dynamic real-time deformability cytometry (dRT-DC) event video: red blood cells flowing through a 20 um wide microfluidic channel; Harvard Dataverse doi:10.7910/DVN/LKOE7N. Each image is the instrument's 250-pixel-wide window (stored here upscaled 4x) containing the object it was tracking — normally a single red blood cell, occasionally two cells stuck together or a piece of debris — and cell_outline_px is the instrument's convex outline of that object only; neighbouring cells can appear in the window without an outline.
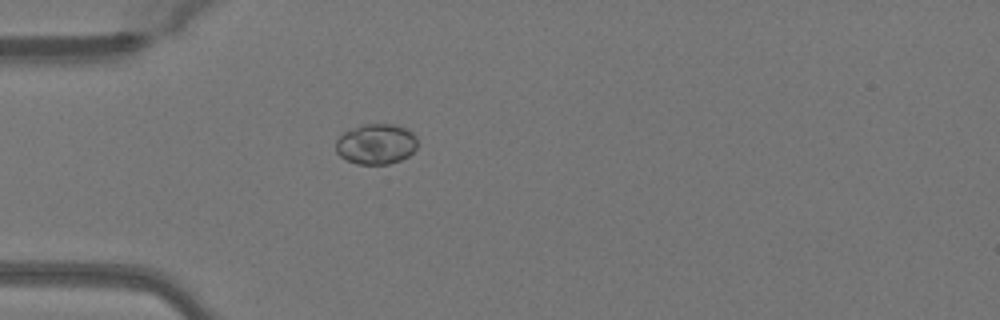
{"species": "Egyptian fruit bat (a non-hibernating species)", "species_latin": "Rousettus aegyptiacus", "temperature_condition": "warm", "stored_images_in_passage": 33, "camera_frame_rate_fps": 3000, "um_per_image_px": 0.085, "animal": {"sex": "female"}, "frame": {"image": 1, "passage_image": 1, "time_ms": 0.0, "image_size_px": [1000, 320], "cell_outline_px": [[416, 148], [408, 156], [400, 160], [388, 164], [356, 164], [340, 156], [336, 152], [336, 140], [344, 132], [364, 124], [392, 124], [404, 128], [412, 132], [416, 136]], "centroid_in_image_um": [31.96, 12.25], "position_along_channel_um": 53.0, "area_um2": 19.07}}
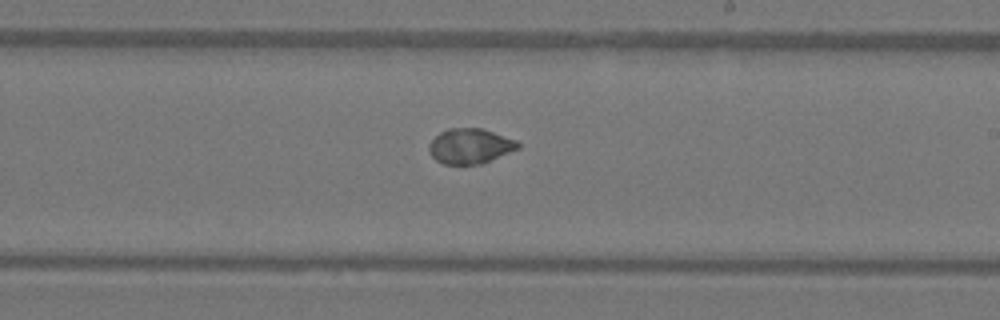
{"frame": {"image": 2, "passage_image": 16, "time_ms": 5.0, "image_size_px": [1000, 320], "cell_outline_px": [[520, 148], [480, 164], [444, 164], [436, 160], [432, 156], [428, 148], [428, 144], [440, 132], [448, 128], [480, 128], [516, 140], [520, 144]], "centroid_in_image_um": [39.94, 12.42], "position_along_channel_um": 249.1, "area_um2": 18.03}}
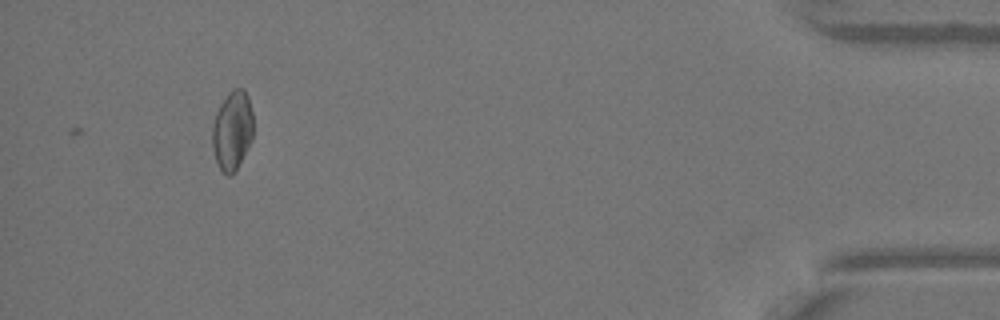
{"frame": {"image": 3, "passage_image": 33, "time_ms": 10.667, "image_size_px": [1000, 320], "cell_outline_px": [[252, 140], [236, 168], [228, 176], [220, 168], [216, 160], [212, 148], [212, 128], [216, 112], [220, 104], [228, 92], [232, 88], [244, 88], [248, 96], [252, 112]], "centroid_in_image_um": [19.74, 11.03], "position_along_channel_um": 415.5, "area_um2": 18.73}, "authors_computed_cell_mechanics": {"area_um2": 18.5538, "velocity_mm_per_s": 4.0881, "shape_relaxation_time_tau1_ms": 5.8308, "shape_relaxation_time_tau2_ms": null, "deformation_change_tau1": 0.1245, "deformation_change_tau2": null}}